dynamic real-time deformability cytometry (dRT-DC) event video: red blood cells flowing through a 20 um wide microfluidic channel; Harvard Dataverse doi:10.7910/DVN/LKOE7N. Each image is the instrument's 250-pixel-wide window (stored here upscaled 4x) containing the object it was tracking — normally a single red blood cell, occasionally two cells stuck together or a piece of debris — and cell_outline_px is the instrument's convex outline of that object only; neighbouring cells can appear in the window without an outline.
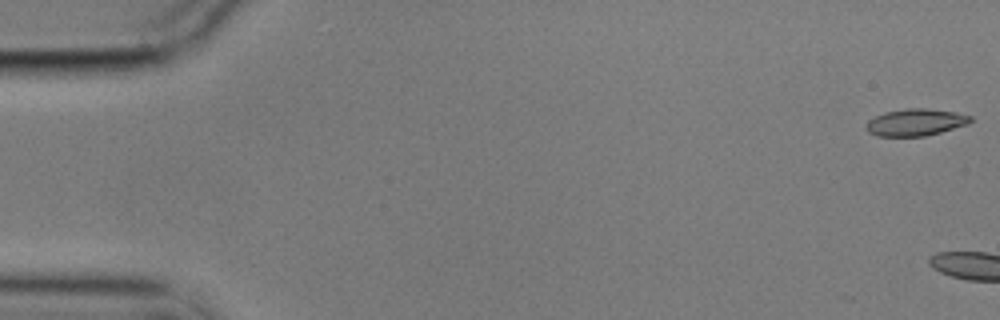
{"species": "common noctule bat (a hibernating species)", "species_latin": "Nyctalus noctula", "temperature_condition": "cold", "stored_images_in_passage": 4, "camera_frame_rate_fps": 3000, "um_per_image_px": 0.085, "animal": {"sex": "male", "body_mass_g": 17.9}, "frame": {"image": 1, "passage_image": 1, "time_ms": 0.0, "image_size_px": [1000, 320], "cell_outline_px": [[972, 120], [968, 124], [940, 132], [924, 136], [876, 136], [868, 132], [864, 124], [868, 120], [884, 112], [908, 108], [928, 108], [956, 112], [972, 116]], "centroid_in_image_um": [77.81, 10.39], "position_along_channel_um": 7.2, "area_um2": 16.47}}